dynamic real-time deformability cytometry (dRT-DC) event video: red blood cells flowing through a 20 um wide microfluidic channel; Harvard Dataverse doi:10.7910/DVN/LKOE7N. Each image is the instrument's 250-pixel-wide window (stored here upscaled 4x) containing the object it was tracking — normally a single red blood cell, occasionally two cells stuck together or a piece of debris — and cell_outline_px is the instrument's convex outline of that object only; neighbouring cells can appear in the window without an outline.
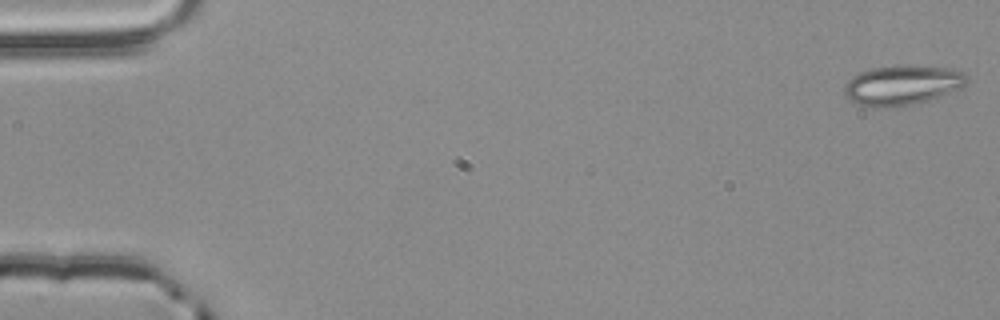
{"species": "common noctule bat (a hibernating species)", "species_latin": "Nyctalus noctula", "temperature_condition": "room temperature", "stored_images_in_passage": 3, "camera_frame_rate_fps": 3000, "um_per_image_px": 0.085, "animal": {"sex": "male", "body_mass_g": 20.4}, "frame": {"image": 1, "passage_image": 1, "time_ms": 0.0, "image_size_px": [1000, 320], "cell_outline_px": [[968, 80], [960, 88], [928, 100], [908, 104], [856, 104], [844, 92], [844, 88], [848, 80], [852, 76], [860, 72], [872, 68], [896, 64], [908, 64], [948, 68], [964, 72], [968, 76]], "centroid_in_image_um": [76.73, 7.15], "position_along_channel_um": 8.3, "area_um2": 27.57}}